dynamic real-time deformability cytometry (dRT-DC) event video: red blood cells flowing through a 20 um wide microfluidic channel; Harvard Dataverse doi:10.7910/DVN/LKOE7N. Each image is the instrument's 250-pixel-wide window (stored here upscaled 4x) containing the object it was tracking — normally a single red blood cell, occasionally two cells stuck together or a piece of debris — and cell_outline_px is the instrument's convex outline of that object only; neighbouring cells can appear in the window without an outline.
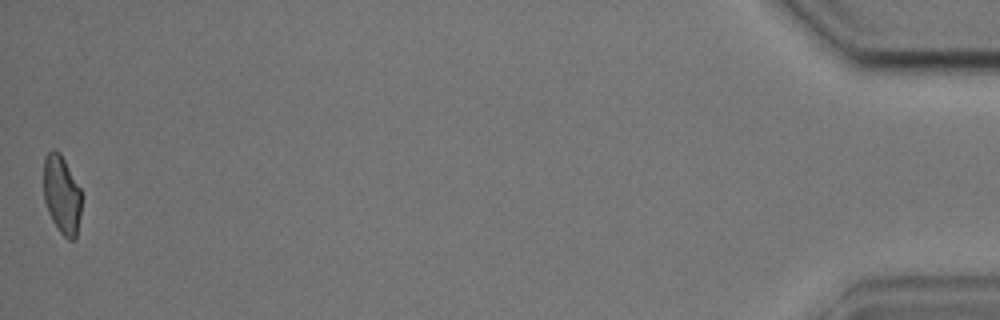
{"species": "common noctule bat (a hibernating species)", "species_latin": "Nyctalus noctula", "temperature_condition": "cold", "stored_images_in_passage": 54, "camera_frame_rate_fps": 3000, "um_per_image_px": 0.085, "animal": {"sex": "male", "body_mass_g": 17.9, "forearm_length_mm": 54.2}, "frame": {"image": 1, "passage_image": 54, "time_ms": 17.667, "image_size_px": [1000, 320], "cell_outline_px": [[80, 212], [76, 240], [68, 240], [60, 232], [52, 220], [48, 212], [44, 200], [44, 156], [52, 148], [56, 148], [60, 152], [80, 188]], "centroid_in_image_um": [5.23, 16.53], "position_along_channel_um": 430.0, "area_um2": 17.34}, "authors_computed_cell_mechanics": {"area_um2": 18.9873, "velocity_mm_per_s": 3.5952, "shape_relaxation_time_tau1_ms": 7.4412, "shape_relaxation_time_tau2_ms": 2.3934, "deformation_change_tau1": 0.142, "deformation_change_tau2": 0.0598}}